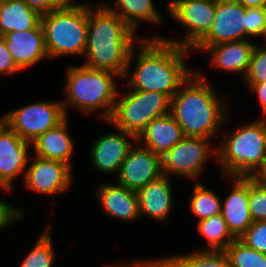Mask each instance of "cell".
Listing matches in <instances>:
<instances>
[{
    "instance_id": "cell-1",
    "label": "cell",
    "mask_w": 266,
    "mask_h": 267,
    "mask_svg": "<svg viewBox=\"0 0 266 267\" xmlns=\"http://www.w3.org/2000/svg\"><path fill=\"white\" fill-rule=\"evenodd\" d=\"M143 37L133 48L124 77L126 88L160 92L170 99L179 87L194 72L187 66L186 57L190 50L164 41L162 38ZM138 49V51H136ZM137 52L135 55L134 53ZM136 58H135V56ZM136 59L135 68L130 71L131 62ZM131 74V75H129Z\"/></svg>"
},
{
    "instance_id": "cell-2",
    "label": "cell",
    "mask_w": 266,
    "mask_h": 267,
    "mask_svg": "<svg viewBox=\"0 0 266 267\" xmlns=\"http://www.w3.org/2000/svg\"><path fill=\"white\" fill-rule=\"evenodd\" d=\"M91 3L88 2V37L83 65L113 72L121 80L131 52L142 38L136 37V32L101 1L97 5Z\"/></svg>"
},
{
    "instance_id": "cell-3",
    "label": "cell",
    "mask_w": 266,
    "mask_h": 267,
    "mask_svg": "<svg viewBox=\"0 0 266 267\" xmlns=\"http://www.w3.org/2000/svg\"><path fill=\"white\" fill-rule=\"evenodd\" d=\"M204 74L194 71L171 98L170 113L185 137L213 139L228 120L229 107Z\"/></svg>"
},
{
    "instance_id": "cell-4",
    "label": "cell",
    "mask_w": 266,
    "mask_h": 267,
    "mask_svg": "<svg viewBox=\"0 0 266 267\" xmlns=\"http://www.w3.org/2000/svg\"><path fill=\"white\" fill-rule=\"evenodd\" d=\"M64 91L65 100H61L66 116L68 108L73 107L85 115L101 110L99 118L107 121L114 109L118 89L115 77L110 71L92 69L83 64L71 65L66 70Z\"/></svg>"
},
{
    "instance_id": "cell-5",
    "label": "cell",
    "mask_w": 266,
    "mask_h": 267,
    "mask_svg": "<svg viewBox=\"0 0 266 267\" xmlns=\"http://www.w3.org/2000/svg\"><path fill=\"white\" fill-rule=\"evenodd\" d=\"M216 146L223 176L255 177L266 162L264 118L240 125Z\"/></svg>"
},
{
    "instance_id": "cell-6",
    "label": "cell",
    "mask_w": 266,
    "mask_h": 267,
    "mask_svg": "<svg viewBox=\"0 0 266 267\" xmlns=\"http://www.w3.org/2000/svg\"><path fill=\"white\" fill-rule=\"evenodd\" d=\"M41 25L49 61L67 55L84 57L88 37V2H73L41 14Z\"/></svg>"
},
{
    "instance_id": "cell-7",
    "label": "cell",
    "mask_w": 266,
    "mask_h": 267,
    "mask_svg": "<svg viewBox=\"0 0 266 267\" xmlns=\"http://www.w3.org/2000/svg\"><path fill=\"white\" fill-rule=\"evenodd\" d=\"M128 90L125 94L118 90L113 112L106 122L138 137L153 119L170 113L171 99L160 92Z\"/></svg>"
},
{
    "instance_id": "cell-8",
    "label": "cell",
    "mask_w": 266,
    "mask_h": 267,
    "mask_svg": "<svg viewBox=\"0 0 266 267\" xmlns=\"http://www.w3.org/2000/svg\"><path fill=\"white\" fill-rule=\"evenodd\" d=\"M174 21L187 30L180 40L164 38L161 35L148 36L162 38L164 41L192 50L210 31L215 14L216 1L213 0H170L165 7Z\"/></svg>"
},
{
    "instance_id": "cell-9",
    "label": "cell",
    "mask_w": 266,
    "mask_h": 267,
    "mask_svg": "<svg viewBox=\"0 0 266 267\" xmlns=\"http://www.w3.org/2000/svg\"><path fill=\"white\" fill-rule=\"evenodd\" d=\"M211 140L202 137H184L161 159L163 175L181 176L186 179L188 177L197 181L209 157L214 155L213 158L216 160L217 150L216 146L212 148Z\"/></svg>"
},
{
    "instance_id": "cell-10",
    "label": "cell",
    "mask_w": 266,
    "mask_h": 267,
    "mask_svg": "<svg viewBox=\"0 0 266 267\" xmlns=\"http://www.w3.org/2000/svg\"><path fill=\"white\" fill-rule=\"evenodd\" d=\"M66 117L61 100H42L8 111V124L24 141L32 143Z\"/></svg>"
},
{
    "instance_id": "cell-11",
    "label": "cell",
    "mask_w": 266,
    "mask_h": 267,
    "mask_svg": "<svg viewBox=\"0 0 266 267\" xmlns=\"http://www.w3.org/2000/svg\"><path fill=\"white\" fill-rule=\"evenodd\" d=\"M27 164L24 186L34 193L58 195L69 190L72 184V168L64 162L33 156Z\"/></svg>"
},
{
    "instance_id": "cell-12",
    "label": "cell",
    "mask_w": 266,
    "mask_h": 267,
    "mask_svg": "<svg viewBox=\"0 0 266 267\" xmlns=\"http://www.w3.org/2000/svg\"><path fill=\"white\" fill-rule=\"evenodd\" d=\"M208 34L195 47L246 40V8L236 0L216 1V14Z\"/></svg>"
},
{
    "instance_id": "cell-13",
    "label": "cell",
    "mask_w": 266,
    "mask_h": 267,
    "mask_svg": "<svg viewBox=\"0 0 266 267\" xmlns=\"http://www.w3.org/2000/svg\"><path fill=\"white\" fill-rule=\"evenodd\" d=\"M97 137L90 150V164L95 171L104 174H118L122 162L130 149L137 143V137L121 129ZM133 142H131V141ZM134 143V144H133Z\"/></svg>"
},
{
    "instance_id": "cell-14",
    "label": "cell",
    "mask_w": 266,
    "mask_h": 267,
    "mask_svg": "<svg viewBox=\"0 0 266 267\" xmlns=\"http://www.w3.org/2000/svg\"><path fill=\"white\" fill-rule=\"evenodd\" d=\"M140 145L130 149L116 175V183L135 192L163 175L161 159Z\"/></svg>"
},
{
    "instance_id": "cell-15",
    "label": "cell",
    "mask_w": 266,
    "mask_h": 267,
    "mask_svg": "<svg viewBox=\"0 0 266 267\" xmlns=\"http://www.w3.org/2000/svg\"><path fill=\"white\" fill-rule=\"evenodd\" d=\"M31 143L24 141L10 127L0 135V188L7 192L19 174L23 178L29 163ZM30 156V157H29Z\"/></svg>"
},
{
    "instance_id": "cell-16",
    "label": "cell",
    "mask_w": 266,
    "mask_h": 267,
    "mask_svg": "<svg viewBox=\"0 0 266 267\" xmlns=\"http://www.w3.org/2000/svg\"><path fill=\"white\" fill-rule=\"evenodd\" d=\"M1 38L20 70L29 68L44 59H49L41 22L34 29L22 32H8Z\"/></svg>"
},
{
    "instance_id": "cell-17",
    "label": "cell",
    "mask_w": 266,
    "mask_h": 267,
    "mask_svg": "<svg viewBox=\"0 0 266 267\" xmlns=\"http://www.w3.org/2000/svg\"><path fill=\"white\" fill-rule=\"evenodd\" d=\"M234 184L232 192L221 202V214L232 235L238 239L253 223L248 207L249 177L226 176Z\"/></svg>"
},
{
    "instance_id": "cell-18",
    "label": "cell",
    "mask_w": 266,
    "mask_h": 267,
    "mask_svg": "<svg viewBox=\"0 0 266 267\" xmlns=\"http://www.w3.org/2000/svg\"><path fill=\"white\" fill-rule=\"evenodd\" d=\"M255 45L256 42L253 43L250 40H239L218 43L209 47H194L191 51H204L210 55L212 67L228 73H239L241 77H244Z\"/></svg>"
},
{
    "instance_id": "cell-19",
    "label": "cell",
    "mask_w": 266,
    "mask_h": 267,
    "mask_svg": "<svg viewBox=\"0 0 266 267\" xmlns=\"http://www.w3.org/2000/svg\"><path fill=\"white\" fill-rule=\"evenodd\" d=\"M140 217L168 222L173 209V190L170 177L161 175L137 192Z\"/></svg>"
},
{
    "instance_id": "cell-20",
    "label": "cell",
    "mask_w": 266,
    "mask_h": 267,
    "mask_svg": "<svg viewBox=\"0 0 266 267\" xmlns=\"http://www.w3.org/2000/svg\"><path fill=\"white\" fill-rule=\"evenodd\" d=\"M96 198L104 213L122 221H135L140 217L137 193L118 183L100 184Z\"/></svg>"
},
{
    "instance_id": "cell-21",
    "label": "cell",
    "mask_w": 266,
    "mask_h": 267,
    "mask_svg": "<svg viewBox=\"0 0 266 267\" xmlns=\"http://www.w3.org/2000/svg\"><path fill=\"white\" fill-rule=\"evenodd\" d=\"M185 137L182 128L171 113L153 119L137 137V145L144 143V148L162 159L175 144Z\"/></svg>"
},
{
    "instance_id": "cell-22",
    "label": "cell",
    "mask_w": 266,
    "mask_h": 267,
    "mask_svg": "<svg viewBox=\"0 0 266 267\" xmlns=\"http://www.w3.org/2000/svg\"><path fill=\"white\" fill-rule=\"evenodd\" d=\"M110 267V266H107ZM114 267V266H111ZM116 267H232L224 251L198 250L194 253L136 259L128 266Z\"/></svg>"
},
{
    "instance_id": "cell-23",
    "label": "cell",
    "mask_w": 266,
    "mask_h": 267,
    "mask_svg": "<svg viewBox=\"0 0 266 267\" xmlns=\"http://www.w3.org/2000/svg\"><path fill=\"white\" fill-rule=\"evenodd\" d=\"M68 116L56 127L41 134L31 146L34 148V155L51 160L66 163L72 168L71 157L75 150L74 142L69 133Z\"/></svg>"
},
{
    "instance_id": "cell-24",
    "label": "cell",
    "mask_w": 266,
    "mask_h": 267,
    "mask_svg": "<svg viewBox=\"0 0 266 267\" xmlns=\"http://www.w3.org/2000/svg\"><path fill=\"white\" fill-rule=\"evenodd\" d=\"M109 11L117 14L133 31H137L141 22L151 24H162V14L153 0H113L116 8L110 4L101 2ZM145 21V22H144Z\"/></svg>"
},
{
    "instance_id": "cell-25",
    "label": "cell",
    "mask_w": 266,
    "mask_h": 267,
    "mask_svg": "<svg viewBox=\"0 0 266 267\" xmlns=\"http://www.w3.org/2000/svg\"><path fill=\"white\" fill-rule=\"evenodd\" d=\"M41 22V14L23 0L0 3V37L8 32L34 29Z\"/></svg>"
},
{
    "instance_id": "cell-26",
    "label": "cell",
    "mask_w": 266,
    "mask_h": 267,
    "mask_svg": "<svg viewBox=\"0 0 266 267\" xmlns=\"http://www.w3.org/2000/svg\"><path fill=\"white\" fill-rule=\"evenodd\" d=\"M197 230L207 241V247L199 250L224 251L236 239L221 213L198 221Z\"/></svg>"
},
{
    "instance_id": "cell-27",
    "label": "cell",
    "mask_w": 266,
    "mask_h": 267,
    "mask_svg": "<svg viewBox=\"0 0 266 267\" xmlns=\"http://www.w3.org/2000/svg\"><path fill=\"white\" fill-rule=\"evenodd\" d=\"M189 199L190 212L200 221L221 213L220 196L213 190L206 188L202 183H196Z\"/></svg>"
},
{
    "instance_id": "cell-28",
    "label": "cell",
    "mask_w": 266,
    "mask_h": 267,
    "mask_svg": "<svg viewBox=\"0 0 266 267\" xmlns=\"http://www.w3.org/2000/svg\"><path fill=\"white\" fill-rule=\"evenodd\" d=\"M52 225L50 224L44 233L39 235V238L30 250V252L25 256L20 267H52L54 259H56L53 239L51 234Z\"/></svg>"
},
{
    "instance_id": "cell-29",
    "label": "cell",
    "mask_w": 266,
    "mask_h": 267,
    "mask_svg": "<svg viewBox=\"0 0 266 267\" xmlns=\"http://www.w3.org/2000/svg\"><path fill=\"white\" fill-rule=\"evenodd\" d=\"M232 267H266V253L247 247L235 239L224 250Z\"/></svg>"
},
{
    "instance_id": "cell-30",
    "label": "cell",
    "mask_w": 266,
    "mask_h": 267,
    "mask_svg": "<svg viewBox=\"0 0 266 267\" xmlns=\"http://www.w3.org/2000/svg\"><path fill=\"white\" fill-rule=\"evenodd\" d=\"M248 207L253 222L266 221V185L256 177H249Z\"/></svg>"
},
{
    "instance_id": "cell-31",
    "label": "cell",
    "mask_w": 266,
    "mask_h": 267,
    "mask_svg": "<svg viewBox=\"0 0 266 267\" xmlns=\"http://www.w3.org/2000/svg\"><path fill=\"white\" fill-rule=\"evenodd\" d=\"M242 79L246 85L266 82V46H254L248 70Z\"/></svg>"
},
{
    "instance_id": "cell-32",
    "label": "cell",
    "mask_w": 266,
    "mask_h": 267,
    "mask_svg": "<svg viewBox=\"0 0 266 267\" xmlns=\"http://www.w3.org/2000/svg\"><path fill=\"white\" fill-rule=\"evenodd\" d=\"M247 247L266 253V221H255L238 238Z\"/></svg>"
},
{
    "instance_id": "cell-33",
    "label": "cell",
    "mask_w": 266,
    "mask_h": 267,
    "mask_svg": "<svg viewBox=\"0 0 266 267\" xmlns=\"http://www.w3.org/2000/svg\"><path fill=\"white\" fill-rule=\"evenodd\" d=\"M266 32V7L246 8V40L264 36Z\"/></svg>"
},
{
    "instance_id": "cell-34",
    "label": "cell",
    "mask_w": 266,
    "mask_h": 267,
    "mask_svg": "<svg viewBox=\"0 0 266 267\" xmlns=\"http://www.w3.org/2000/svg\"><path fill=\"white\" fill-rule=\"evenodd\" d=\"M24 217L22 210L15 208L10 203L0 199V229L11 226L15 220H21Z\"/></svg>"
},
{
    "instance_id": "cell-35",
    "label": "cell",
    "mask_w": 266,
    "mask_h": 267,
    "mask_svg": "<svg viewBox=\"0 0 266 267\" xmlns=\"http://www.w3.org/2000/svg\"><path fill=\"white\" fill-rule=\"evenodd\" d=\"M29 7L34 8L40 14L48 13L50 11L60 9L71 3L73 0H23Z\"/></svg>"
},
{
    "instance_id": "cell-36",
    "label": "cell",
    "mask_w": 266,
    "mask_h": 267,
    "mask_svg": "<svg viewBox=\"0 0 266 267\" xmlns=\"http://www.w3.org/2000/svg\"><path fill=\"white\" fill-rule=\"evenodd\" d=\"M17 71L20 69L16 66L4 40L0 37V76L13 75Z\"/></svg>"
},
{
    "instance_id": "cell-37",
    "label": "cell",
    "mask_w": 266,
    "mask_h": 267,
    "mask_svg": "<svg viewBox=\"0 0 266 267\" xmlns=\"http://www.w3.org/2000/svg\"><path fill=\"white\" fill-rule=\"evenodd\" d=\"M250 92L255 93L261 104L262 112L261 117H266V82L258 83L256 85H246Z\"/></svg>"
},
{
    "instance_id": "cell-38",
    "label": "cell",
    "mask_w": 266,
    "mask_h": 267,
    "mask_svg": "<svg viewBox=\"0 0 266 267\" xmlns=\"http://www.w3.org/2000/svg\"><path fill=\"white\" fill-rule=\"evenodd\" d=\"M245 8L266 7V0H236Z\"/></svg>"
},
{
    "instance_id": "cell-39",
    "label": "cell",
    "mask_w": 266,
    "mask_h": 267,
    "mask_svg": "<svg viewBox=\"0 0 266 267\" xmlns=\"http://www.w3.org/2000/svg\"><path fill=\"white\" fill-rule=\"evenodd\" d=\"M9 127L8 112L0 116V135Z\"/></svg>"
},
{
    "instance_id": "cell-40",
    "label": "cell",
    "mask_w": 266,
    "mask_h": 267,
    "mask_svg": "<svg viewBox=\"0 0 266 267\" xmlns=\"http://www.w3.org/2000/svg\"><path fill=\"white\" fill-rule=\"evenodd\" d=\"M260 182L266 185V162L264 167L255 176Z\"/></svg>"
},
{
    "instance_id": "cell-41",
    "label": "cell",
    "mask_w": 266,
    "mask_h": 267,
    "mask_svg": "<svg viewBox=\"0 0 266 267\" xmlns=\"http://www.w3.org/2000/svg\"><path fill=\"white\" fill-rule=\"evenodd\" d=\"M264 132H265V144H266V117H264Z\"/></svg>"
},
{
    "instance_id": "cell-42",
    "label": "cell",
    "mask_w": 266,
    "mask_h": 267,
    "mask_svg": "<svg viewBox=\"0 0 266 267\" xmlns=\"http://www.w3.org/2000/svg\"><path fill=\"white\" fill-rule=\"evenodd\" d=\"M6 1H11V0H0V3L6 2Z\"/></svg>"
},
{
    "instance_id": "cell-43",
    "label": "cell",
    "mask_w": 266,
    "mask_h": 267,
    "mask_svg": "<svg viewBox=\"0 0 266 267\" xmlns=\"http://www.w3.org/2000/svg\"><path fill=\"white\" fill-rule=\"evenodd\" d=\"M263 37L265 38L264 42H266V32H265V34H264V36H263Z\"/></svg>"
}]
</instances>
